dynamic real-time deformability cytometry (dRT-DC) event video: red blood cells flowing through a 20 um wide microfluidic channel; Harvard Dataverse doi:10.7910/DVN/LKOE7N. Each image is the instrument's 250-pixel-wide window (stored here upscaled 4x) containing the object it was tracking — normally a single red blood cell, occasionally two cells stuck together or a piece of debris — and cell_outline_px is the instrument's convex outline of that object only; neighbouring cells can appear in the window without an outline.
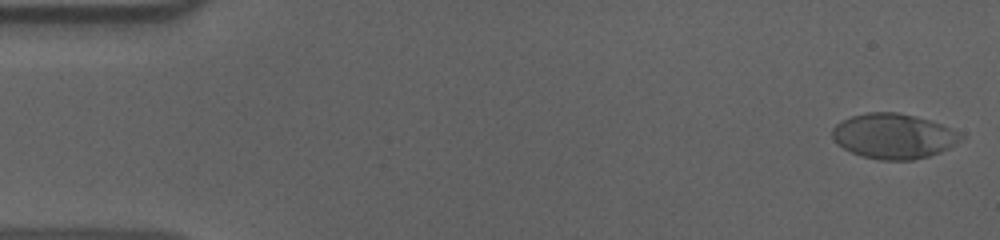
{"species": "human", "species_latin": "Homo sapiens", "temperature_condition": "cold", "stored_images_in_passage": 55, "camera_frame_rate_fps": 3000, "um_per_image_px": 0.085, "donor": {"sex": "male"}, "frame": {"image": 1, "passage_image": 1, "time_ms": 0.0, "image_size_px": [1000, 240], "cell_outline_px": [[968, 136], [948, 148], [940, 152], [928, 156], [912, 160], [880, 160], [864, 156], [852, 152], [844, 148], [832, 136], [832, 128], [836, 124], [852, 116], [868, 112], [896, 112], [916, 116], [952, 128]], "centroid_in_image_um": [76.0, 11.56], "position_along_channel_um": 9.0, "area_um2": 33.58}}
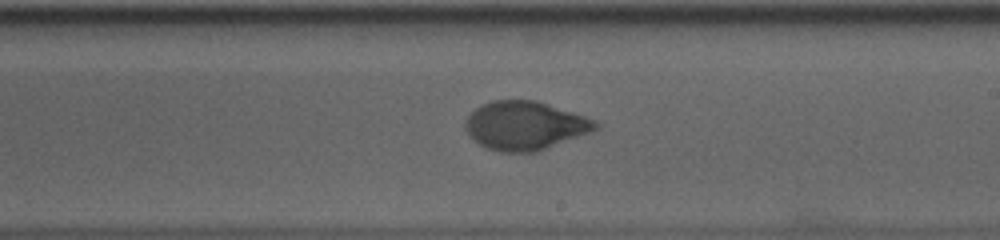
{"frame": {"image": 2, "passage_image": 32, "time_ms": 10.333, "image_size_px": [1000, 240], "cell_outline_px": [[604, 124], [600, 128], [592, 132], [536, 152], [500, 152], [488, 148], [480, 144], [464, 128], [464, 120], [476, 108], [492, 100], [536, 100], [596, 120]], "centroid_in_image_um": [44.67, 10.68], "position_along_channel_um": 244.3, "area_um2": 36.88}}
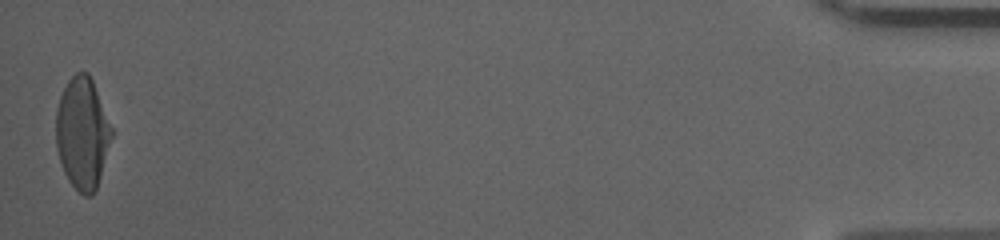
{"frame": {"image": 3, "passage_image": 55, "time_ms": 18.0, "image_size_px": [1000, 240], "cell_outline_px": [[112, 136], [100, 176], [96, 188], [92, 196], [84, 196], [68, 180], [64, 172], [60, 160], [56, 144], [56, 112], [60, 96], [68, 80], [76, 72], [88, 72], [92, 80], [112, 128]], "centroid_in_image_um": [6.99, 11.32], "position_along_channel_um": 428.2, "area_um2": 35.72}, "authors_computed_cell_mechanics": {"area_um2": 36.2406, "velocity_mm_per_s": 3.6249, "shape_relaxation_time_tau1_ms": 4.1778, "shape_relaxation_time_tau2_ms": 0.8367, "deformation_change_tau1": 0.1994, "deformation_change_tau2": 0.0506}}